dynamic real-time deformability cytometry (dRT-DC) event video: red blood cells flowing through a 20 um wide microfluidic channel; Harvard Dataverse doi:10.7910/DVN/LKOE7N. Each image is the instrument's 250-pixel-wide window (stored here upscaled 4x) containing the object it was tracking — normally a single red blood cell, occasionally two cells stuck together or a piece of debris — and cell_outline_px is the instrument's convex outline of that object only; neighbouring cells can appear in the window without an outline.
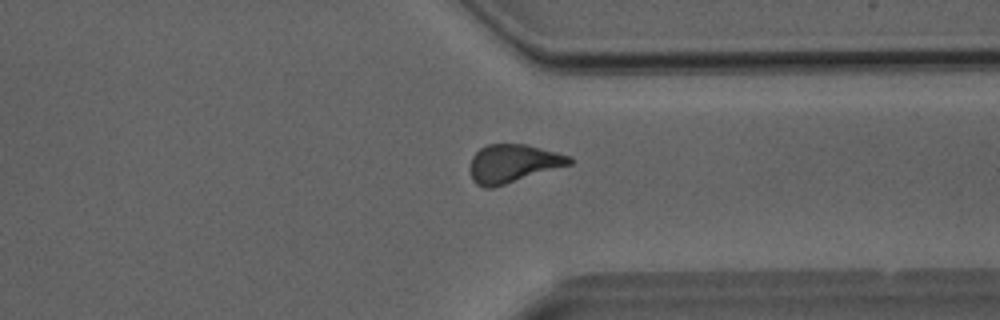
{"species": "Egyptian fruit bat (a non-hibernating species)", "species_latin": "Rousettus aegyptiacus", "temperature_condition": "room temperature", "stored_images_in_passage": 26, "camera_frame_rate_fps": 3000, "um_per_image_px": 0.085, "animal": {"sex": "male"}, "frame": {"image": 1, "passage_image": 18, "time_ms": 5.667, "image_size_px": [1000, 320], "cell_outline_px": [[572, 164], [492, 188], [484, 188], [476, 184], [472, 180], [472, 156], [480, 148], [488, 144], [524, 144], [572, 156]], "centroid_in_image_um": [43.62, 13.9], "position_along_channel_um": 367.8, "area_um2": 21.91}}
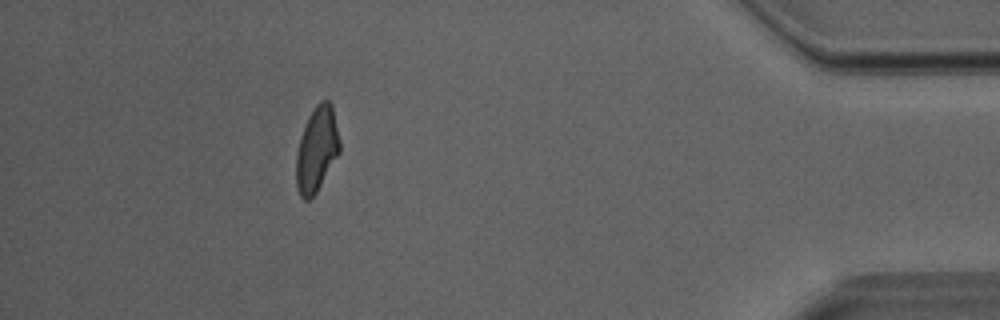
{"frame": {"image": 2, "passage_image": 23, "time_ms": 7.333, "image_size_px": [1000, 320], "cell_outline_px": [[340, 152], [316, 192], [308, 200], [304, 200], [300, 196], [296, 188], [296, 152], [300, 136], [308, 116], [316, 104], [320, 100], [328, 100], [332, 104], [340, 140]], "centroid_in_image_um": [26.92, 12.67], "position_along_channel_um": 408.3, "area_um2": 21.68}}